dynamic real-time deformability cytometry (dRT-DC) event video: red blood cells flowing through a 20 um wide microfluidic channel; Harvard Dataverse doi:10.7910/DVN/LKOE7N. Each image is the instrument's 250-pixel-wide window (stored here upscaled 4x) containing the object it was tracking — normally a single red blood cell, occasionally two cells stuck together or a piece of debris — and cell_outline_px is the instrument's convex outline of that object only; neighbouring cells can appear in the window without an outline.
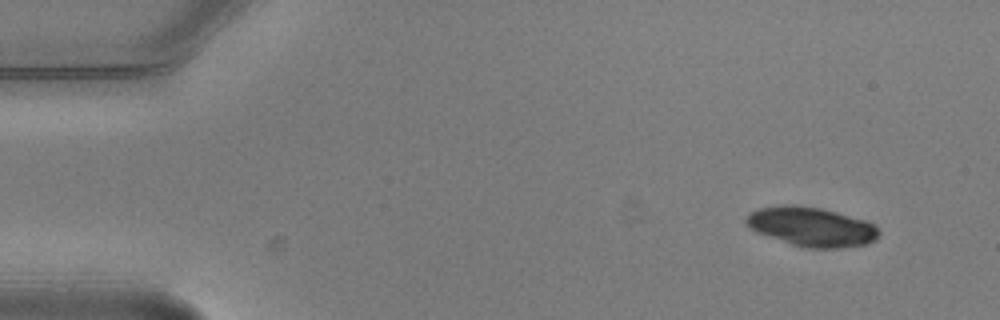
{"species": "common noctule bat (a hibernating species)", "species_latin": "Nyctalus noctula", "temperature_condition": "warm", "stored_images_in_passage": 7, "camera_frame_rate_fps": 3000, "um_per_image_px": 0.085, "animal": {"sex": "male", "body_mass_g": 20.5, "forearm_length_mm": 52.5}, "frame": {"image": 1, "passage_image": 1, "time_ms": 0.0, "image_size_px": [1000, 320], "cell_outline_px": [[880, 232], [876, 240], [864, 244], [840, 248], [804, 248], [756, 232], [748, 228], [744, 224], [744, 220], [748, 212], [760, 208], [780, 204], [792, 204], [820, 208], [836, 212], [864, 220], [876, 224]], "centroid_in_image_um": [68.94, 19.26], "position_along_channel_um": 16.1, "area_um2": 30.63}}
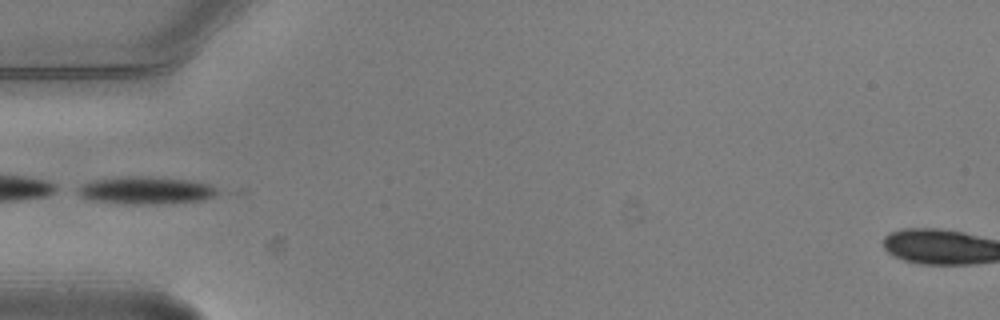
{"frame": {"image": 2, "passage_image": 5, "time_ms": 1.333, "image_size_px": [1000, 320], "cell_outline_px": [[220, 192], [204, 200], [160, 204], [124, 204], [92, 200], [80, 196], [72, 188], [80, 184], [92, 180], [116, 176], [148, 176], [188, 180], [208, 184], [216, 188]], "centroid_in_image_um": [12.29, 16.17], "position_along_channel_um": 72.7, "area_um2": 22.83}}
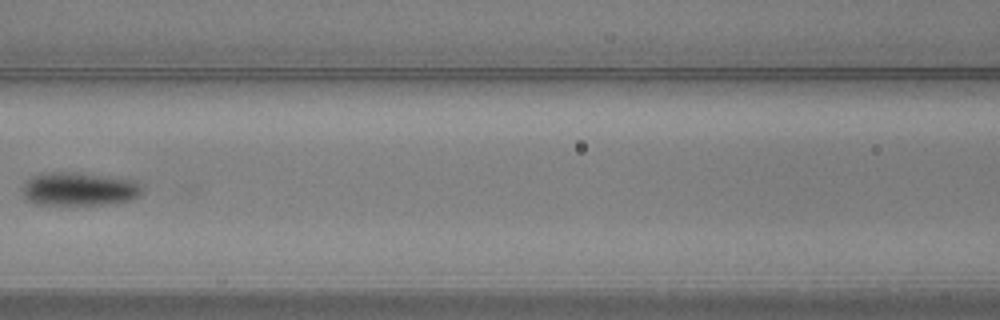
{"frame": {"image": 3, "passage_image": 7, "time_ms": 2.0, "image_size_px": [1000, 320], "cell_outline_px": [[144, 192], [140, 196], [132, 200], [108, 204], [36, 204], [28, 200], [24, 196], [24, 184], [32, 176], [44, 172], [76, 172], [108, 176], [136, 180], [144, 184]], "centroid_in_image_um": [6.83, 16.05], "position_along_channel_um": 159.8, "area_um2": 23.58}}